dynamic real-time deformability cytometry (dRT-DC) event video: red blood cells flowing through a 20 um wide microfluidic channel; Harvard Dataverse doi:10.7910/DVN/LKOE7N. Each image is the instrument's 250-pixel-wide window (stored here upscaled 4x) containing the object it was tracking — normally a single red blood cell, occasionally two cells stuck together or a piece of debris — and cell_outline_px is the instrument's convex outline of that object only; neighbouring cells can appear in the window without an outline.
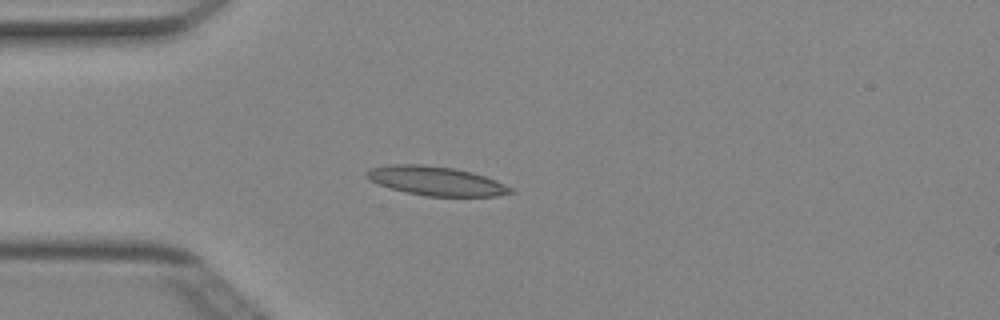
{"species": "Egyptian fruit bat (a non-hibernating species)", "species_latin": "Rousettus aegyptiacus", "temperature_condition": "cold", "stored_images_in_passage": 5, "camera_frame_rate_fps": 3000, "um_per_image_px": 0.085, "animal": {"sex": "female"}, "frame": {"image": 1, "passage_image": 4, "time_ms": 1.0, "image_size_px": [1000, 320], "cell_outline_px": [[516, 192], [496, 196], [428, 196], [408, 192], [376, 184], [364, 176], [364, 172], [372, 168], [392, 164], [420, 164], [452, 168], [472, 172], [496, 180], [512, 188]], "centroid_in_image_um": [37.06, 15.38], "position_along_channel_um": 47.9, "area_um2": 24.22}}